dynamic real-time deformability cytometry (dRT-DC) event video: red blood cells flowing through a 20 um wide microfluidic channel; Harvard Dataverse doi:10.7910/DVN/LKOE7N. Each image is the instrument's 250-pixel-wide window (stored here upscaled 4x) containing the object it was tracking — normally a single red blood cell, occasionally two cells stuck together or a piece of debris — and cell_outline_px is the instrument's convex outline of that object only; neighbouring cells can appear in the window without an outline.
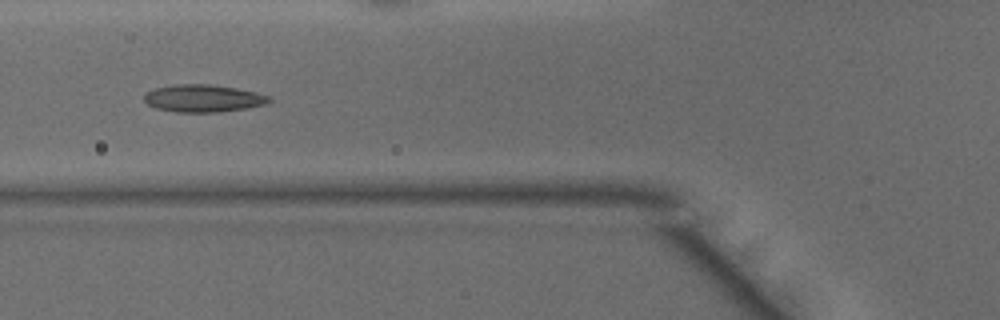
{"species": "common noctule bat (a hibernating species)", "species_latin": "Nyctalus noctula", "temperature_condition": "warm", "stored_images_in_passage": 23, "camera_frame_rate_fps": 3000, "um_per_image_px": 0.085, "animal": {"sex": "male", "body_mass_g": 15.6}, "frame": {"image": 1, "passage_image": 9, "time_ms": 2.667, "image_size_px": [1000, 320], "cell_outline_px": [[272, 100], [264, 104], [244, 108], [220, 112], [176, 112], [156, 108], [148, 104], [144, 100], [144, 92], [156, 88], [172, 84], [208, 84], [236, 88], [256, 92], [268, 96]], "centroid_in_image_um": [17.22, 8.35], "position_along_channel_um": 108.6, "area_um2": 19.88}}
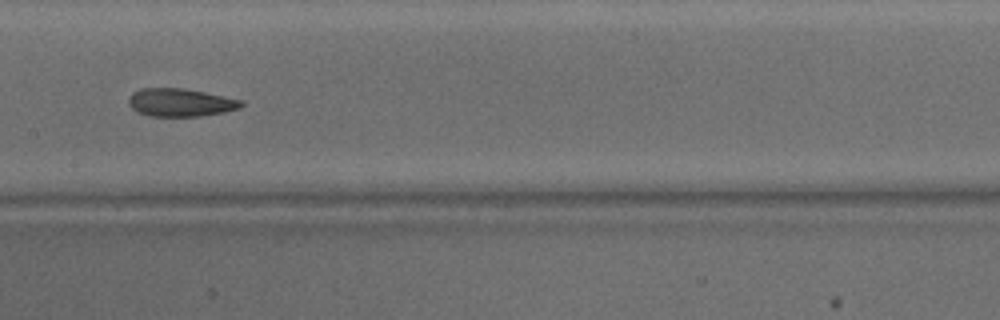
{"frame": {"image": 2, "passage_image": 15, "time_ms": 4.667, "image_size_px": [1000, 320], "cell_outline_px": [[244, 104], [240, 108], [224, 112], [200, 116], [148, 116], [132, 108], [128, 104], [128, 96], [132, 92], [140, 88], [180, 88], [204, 92], [244, 100]], "centroid_in_image_um": [15.33, 8.71], "position_along_channel_um": 192.1, "area_um2": 18.44}}
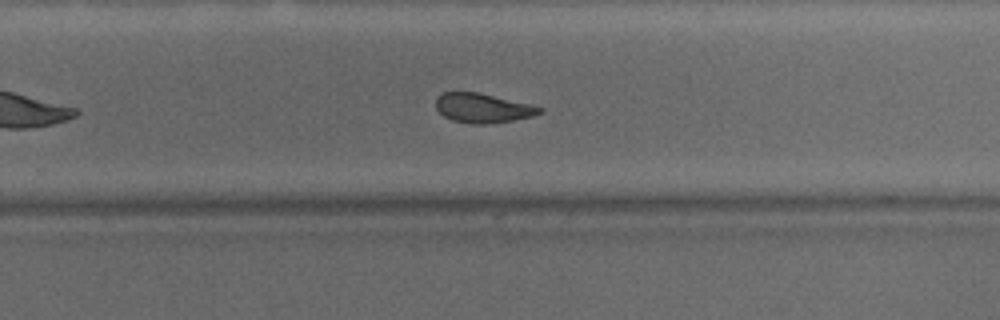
{"frame": {"image": 3, "passage_image": 22, "time_ms": 7.0, "image_size_px": [1000, 320], "cell_outline_px": [[544, 112], [532, 116], [512, 120], [484, 124], [472, 124], [452, 120], [444, 116], [436, 108], [436, 96], [444, 92], [476, 92], [528, 104], [544, 108]], "centroid_in_image_um": [41.01, 9.19], "position_along_channel_um": 288.8, "area_um2": 17.51}}